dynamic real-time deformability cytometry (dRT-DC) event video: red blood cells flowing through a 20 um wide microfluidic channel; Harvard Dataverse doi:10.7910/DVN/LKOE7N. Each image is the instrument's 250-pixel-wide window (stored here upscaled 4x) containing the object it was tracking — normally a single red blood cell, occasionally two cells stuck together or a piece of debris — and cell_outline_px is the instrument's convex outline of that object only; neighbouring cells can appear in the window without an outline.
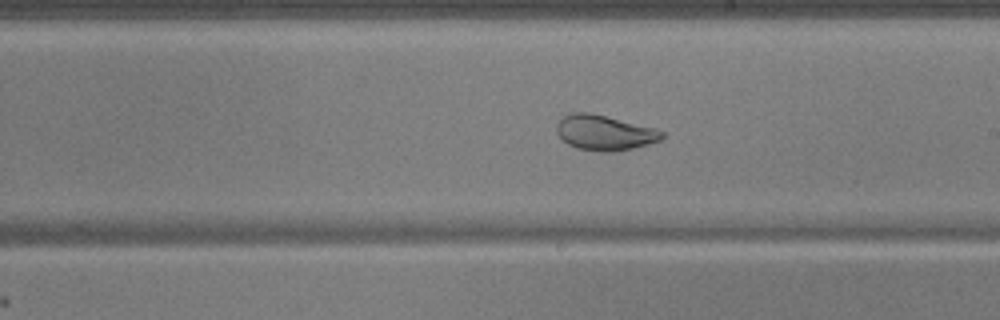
{"species": "common noctule bat (a hibernating species)", "species_latin": "Nyctalus noctula", "temperature_condition": "warm", "stored_images_in_passage": 53, "camera_frame_rate_fps": 3000, "um_per_image_px": 0.085, "animal": {"sex": "male", "body_mass_g": 17.9, "forearm_length_mm": 54.2}, "frame": {"image": 1, "passage_image": 31, "time_ms": 10.0, "image_size_px": [1000, 320], "cell_outline_px": [[664, 136], [660, 140], [632, 148], [612, 152], [600, 152], [576, 148], [568, 144], [556, 132], [556, 124], [564, 116], [572, 112], [592, 112], [656, 128], [664, 132]], "centroid_in_image_um": [51.38, 11.27], "position_along_channel_um": 237.6, "area_um2": 21.68}}
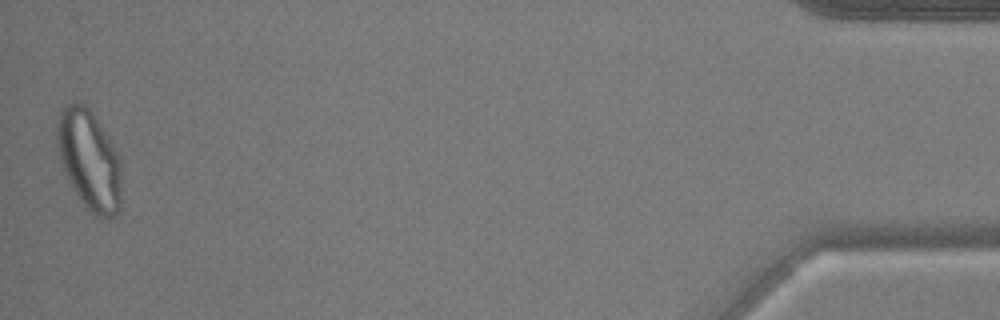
{"frame": {"image": 2, "passage_image": 53, "time_ms": 17.333, "image_size_px": [1000, 320], "cell_outline_px": [[120, 208], [112, 216], [96, 216], [80, 200], [72, 188], [64, 172], [60, 160], [56, 136], [56, 128], [60, 112], [72, 100], [80, 100], [88, 108], [108, 136], [116, 152], [120, 164]], "centroid_in_image_um": [7.55, 13.56], "position_along_channel_um": 427.6, "area_um2": 36.99}}